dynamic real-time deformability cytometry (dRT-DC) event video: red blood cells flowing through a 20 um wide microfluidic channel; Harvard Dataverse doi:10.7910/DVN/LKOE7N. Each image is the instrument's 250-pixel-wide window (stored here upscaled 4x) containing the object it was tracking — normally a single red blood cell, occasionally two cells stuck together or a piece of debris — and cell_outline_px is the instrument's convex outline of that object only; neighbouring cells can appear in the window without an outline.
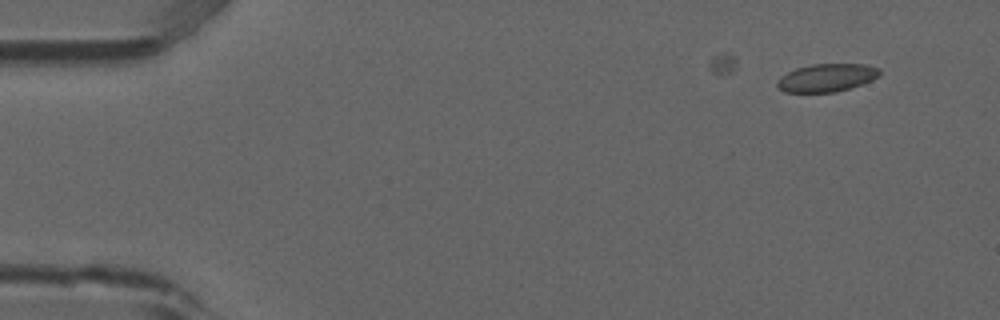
{"species": "common noctule bat (a hibernating species)", "species_latin": "Nyctalus noctula", "temperature_condition": "room temperature", "stored_images_in_passage": 7, "camera_frame_rate_fps": 3000, "um_per_image_px": 0.085, "animal": {"sex": "male", "forearm_length_mm": 52.5}, "frame": {"image": 1, "passage_image": 1, "time_ms": 0.0, "image_size_px": [1000, 320], "cell_outline_px": [[880, 76], [872, 80], [836, 92], [784, 92], [776, 84], [776, 80], [780, 76], [796, 68], [812, 64], [868, 64], [880, 68]], "centroid_in_image_um": [70.27, 6.59], "position_along_channel_um": 14.7, "area_um2": 16.7}}
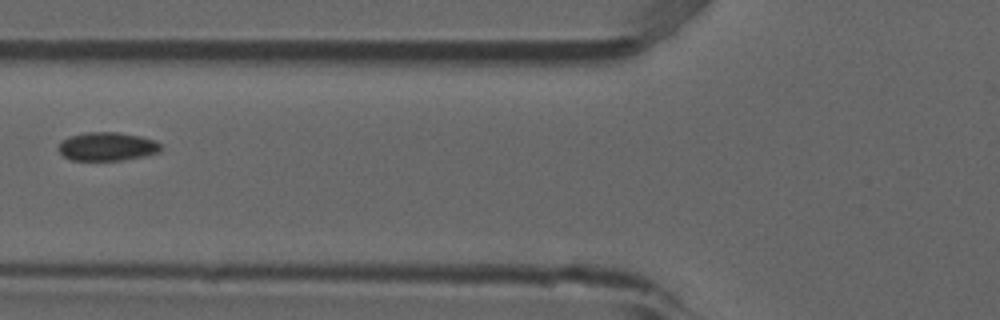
{"frame": {"image": 2, "passage_image": 6, "time_ms": 1.667, "image_size_px": [1000, 320], "cell_outline_px": [[160, 152], [144, 156], [120, 160], [72, 160], [64, 156], [56, 148], [60, 140], [68, 136], [84, 132], [116, 132], [140, 136], [156, 140], [160, 144]], "centroid_in_image_um": [9.06, 12.44], "position_along_channel_um": 116.7, "area_um2": 17.17}}
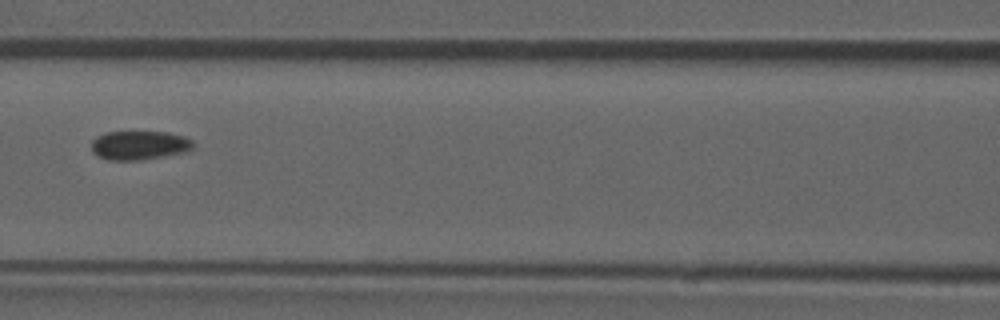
{"frame": {"image": 3, "passage_image": 7, "time_ms": 2.0, "image_size_px": [1000, 320], "cell_outline_px": [[196, 144], [192, 148], [184, 152], [164, 156], [140, 160], [108, 160], [96, 156], [92, 152], [92, 140], [96, 136], [104, 132], [168, 132], [184, 136], [192, 140]], "centroid_in_image_um": [11.83, 12.35], "position_along_channel_um": 154.8, "area_um2": 17.34}}